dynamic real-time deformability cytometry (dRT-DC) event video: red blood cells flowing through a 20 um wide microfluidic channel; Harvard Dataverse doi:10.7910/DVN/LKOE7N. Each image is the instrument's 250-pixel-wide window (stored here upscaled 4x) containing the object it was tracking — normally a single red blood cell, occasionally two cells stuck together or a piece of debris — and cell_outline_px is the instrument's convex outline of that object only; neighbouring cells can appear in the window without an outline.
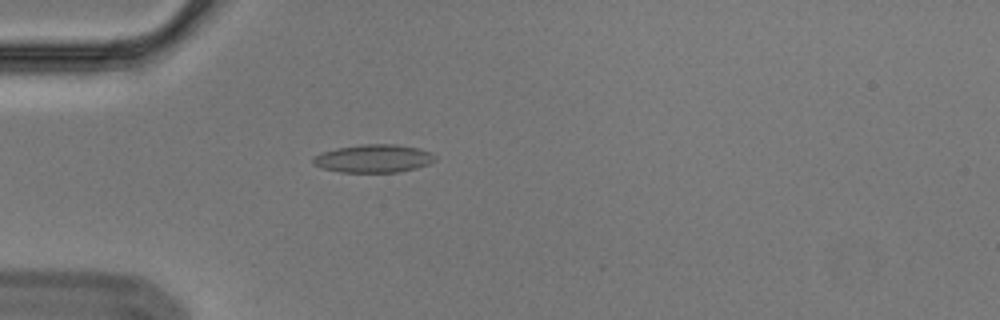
{"species": "Egyptian fruit bat (a non-hibernating species)", "species_latin": "Rousettus aegyptiacus", "temperature_condition": "cold", "stored_images_in_passage": 41, "camera_frame_rate_fps": 3000, "um_per_image_px": 0.085, "animal": {"sex": "male"}, "frame": {"image": 1, "passage_image": 1, "time_ms": 0.0, "image_size_px": [1000, 320], "cell_outline_px": [[436, 160], [428, 164], [416, 168], [396, 172], [340, 172], [320, 168], [312, 164], [312, 156], [320, 152], [336, 148], [360, 144], [396, 144], [416, 148], [432, 152], [436, 156]], "centroid_in_image_um": [31.7, 13.47], "position_along_channel_um": 53.3, "area_um2": 20.17}}
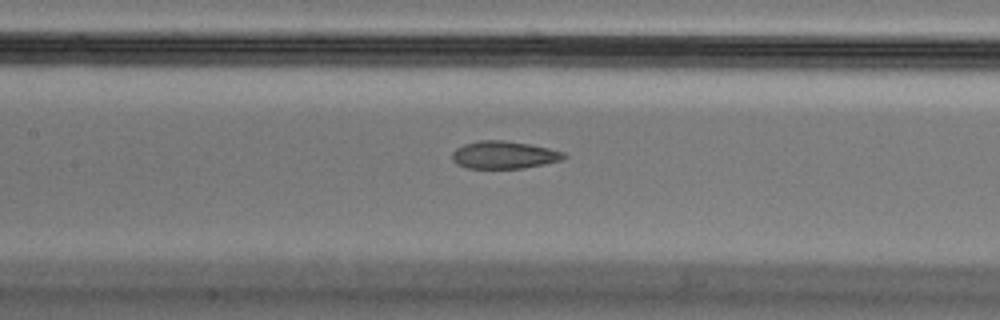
{"frame": {"image": 2, "passage_image": 11, "time_ms": 3.333, "image_size_px": [1000, 320], "cell_outline_px": [[568, 156], [560, 160], [544, 164], [524, 168], [468, 168], [456, 164], [452, 160], [452, 152], [456, 148], [464, 144], [480, 140], [504, 140], [528, 144], [548, 148], [564, 152]], "centroid_in_image_um": [42.82, 13.16], "position_along_channel_um": 164.6, "area_um2": 17.92}}
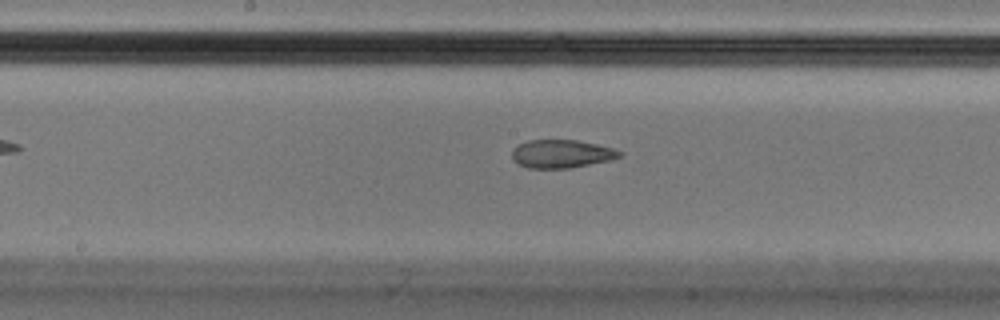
{"frame": {"image": 3, "passage_image": 14, "time_ms": 4.333, "image_size_px": [1000, 320], "cell_outline_px": [[624, 156], [608, 160], [568, 168], [528, 168], [516, 164], [512, 160], [512, 148], [528, 140], [576, 140], [596, 144], [612, 148], [624, 152]], "centroid_in_image_um": [47.7, 13.07], "position_along_channel_um": 200.5, "area_um2": 17.69}, "authors_computed_cell_mechanics": {"area_um2": 19.652, "velocity_mm_per_s": 3.5925, "shape_relaxation_time_tau1_ms": null, "shape_relaxation_time_tau2_ms": 1.9814, "deformation_change_tau1": null, "deformation_change_tau2": 0.076}}